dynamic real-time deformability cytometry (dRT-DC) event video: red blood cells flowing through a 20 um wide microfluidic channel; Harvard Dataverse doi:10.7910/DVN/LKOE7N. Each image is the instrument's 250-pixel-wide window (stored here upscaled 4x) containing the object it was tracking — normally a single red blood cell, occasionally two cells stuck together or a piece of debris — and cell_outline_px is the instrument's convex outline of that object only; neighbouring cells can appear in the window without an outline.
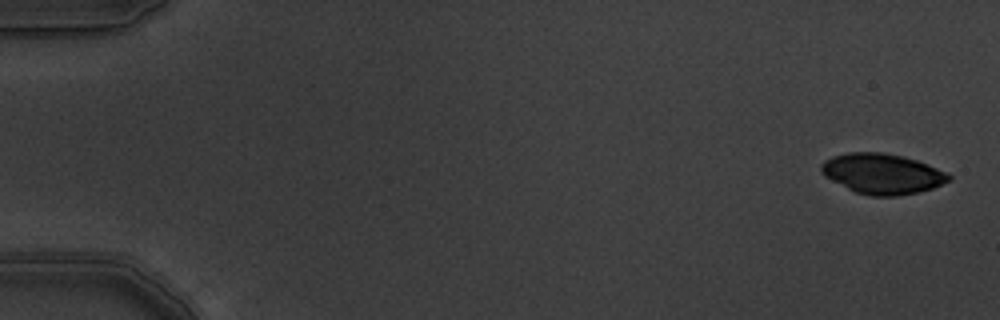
{"species": "common noctule bat (a hibernating species)", "species_latin": "Nyctalus noctula", "temperature_condition": "warm", "stored_images_in_passage": 7, "camera_frame_rate_fps": 3000, "um_per_image_px": 0.085, "animal": {"sex": "male", "body_mass_g": 19.5, "forearm_length_mm": 54.6}, "frame": {"image": 1, "passage_image": 1, "time_ms": 0.0, "image_size_px": [1000, 320], "cell_outline_px": [[952, 180], [932, 188], [916, 192], [896, 196], [872, 196], [856, 192], [824, 176], [820, 172], [820, 164], [824, 160], [832, 156], [848, 152], [884, 152], [904, 156], [916, 160], [948, 172], [952, 176]], "centroid_in_image_um": [74.99, 14.75], "position_along_channel_um": 10.0, "area_um2": 30.06}}